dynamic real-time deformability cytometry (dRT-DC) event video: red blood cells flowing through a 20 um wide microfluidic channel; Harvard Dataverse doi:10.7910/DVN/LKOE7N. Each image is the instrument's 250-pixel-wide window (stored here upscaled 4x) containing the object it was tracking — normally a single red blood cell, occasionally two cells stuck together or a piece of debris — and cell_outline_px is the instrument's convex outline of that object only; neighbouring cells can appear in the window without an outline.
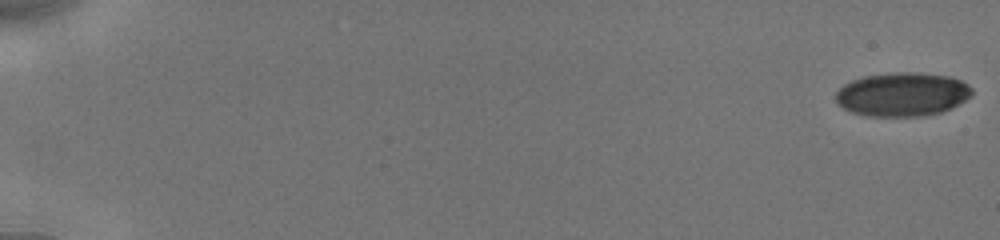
{"species": "human", "species_latin": "Homo sapiens", "temperature_condition": "cold", "stored_images_in_passage": 30, "camera_frame_rate_fps": 3000, "um_per_image_px": 0.085, "donor": {"sex": "male"}, "frame": {"image": 1, "passage_image": 1, "time_ms": 0.0, "image_size_px": [1000, 240], "cell_outline_px": [[972, 96], [940, 112], [924, 116], [864, 116], [852, 112], [844, 108], [836, 100], [836, 92], [844, 84], [852, 80], [864, 76], [892, 72], [916, 72], [948, 76], [960, 80], [968, 84], [972, 88]], "centroid_in_image_um": [76.68, 8.01], "position_along_channel_um": 8.3, "area_um2": 34.62}}
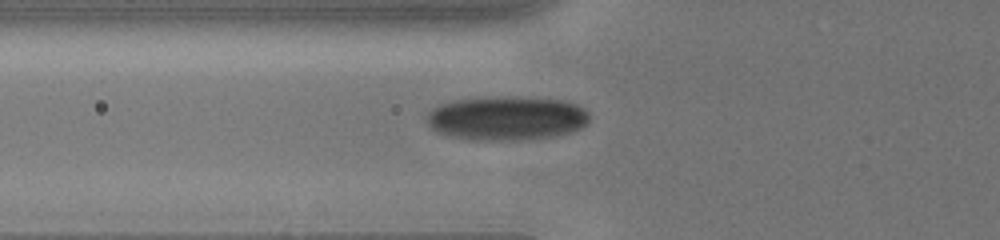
{"frame": {"image": 2, "passage_image": 18, "time_ms": 7.0, "image_size_px": [1000, 240], "cell_outline_px": [[588, 124], [572, 132], [560, 136], [500, 140], [472, 140], [448, 136], [436, 132], [428, 124], [428, 112], [432, 108], [440, 104], [452, 100], [488, 96], [520, 96], [564, 100], [576, 104], [584, 108], [588, 112]], "centroid_in_image_um": [43.07, 10.03], "position_along_channel_um": 82.7, "area_um2": 42.37}}
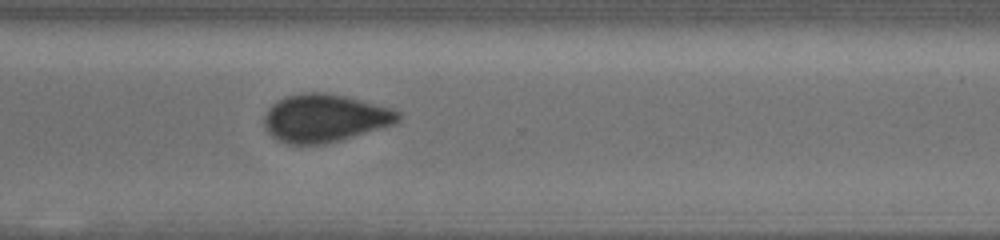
{"frame": {"image": 3, "passage_image": 30, "time_ms": 13.667, "image_size_px": [1000, 240], "cell_outline_px": [[400, 120], [392, 124], [340, 140], [324, 144], [288, 144], [276, 140], [268, 132], [264, 124], [264, 116], [268, 108], [276, 100], [284, 96], [304, 92], [324, 92], [344, 96], [392, 108], [400, 112]], "centroid_in_image_um": [27.55, 10.03], "position_along_channel_um": 343.0, "area_um2": 37.28}}